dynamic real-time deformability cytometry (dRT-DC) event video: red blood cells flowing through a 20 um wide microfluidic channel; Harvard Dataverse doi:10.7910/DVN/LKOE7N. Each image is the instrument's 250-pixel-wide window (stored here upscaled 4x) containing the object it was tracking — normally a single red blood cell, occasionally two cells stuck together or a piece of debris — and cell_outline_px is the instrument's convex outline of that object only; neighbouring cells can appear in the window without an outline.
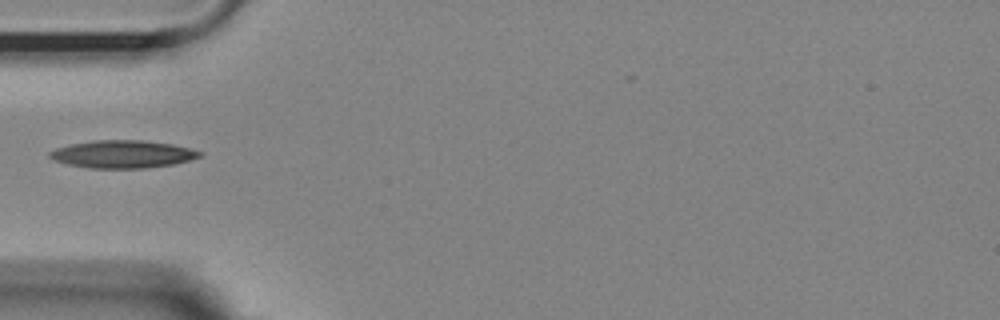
{"species": "Egyptian fruit bat (a non-hibernating species)", "species_latin": "Rousettus aegyptiacus", "temperature_condition": "room temperature", "stored_images_in_passage": 13, "camera_frame_rate_fps": 3000, "um_per_image_px": 0.085, "animal": {"sex": "female"}, "frame": {"image": 1, "passage_image": 1, "time_ms": 0.0, "image_size_px": [1000, 320], "cell_outline_px": [[204, 152], [200, 156], [188, 160], [172, 164], [144, 168], [92, 168], [68, 164], [56, 160], [48, 156], [48, 152], [56, 148], [68, 144], [92, 140], [144, 140], [172, 144]], "centroid_in_image_um": [10.39, 13.09], "position_along_channel_um": 74.6, "area_um2": 24.04}}
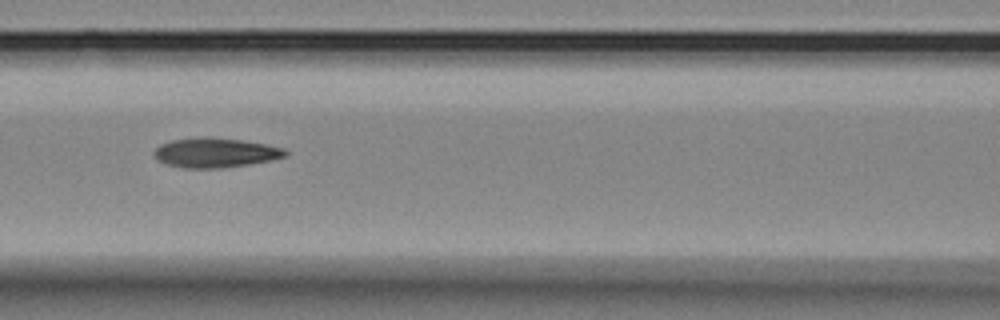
{"frame": {"image": 2, "passage_image": 7, "time_ms": 2.0, "image_size_px": [1000, 320], "cell_outline_px": [[288, 156], [272, 160], [248, 164], [220, 168], [184, 168], [168, 164], [160, 160], [152, 152], [160, 144], [172, 140], [200, 136], [208, 136], [244, 140], [268, 144], [284, 148], [288, 152]], "centroid_in_image_um": [18.35, 12.96], "position_along_channel_um": 148.2, "area_um2": 22.83}}
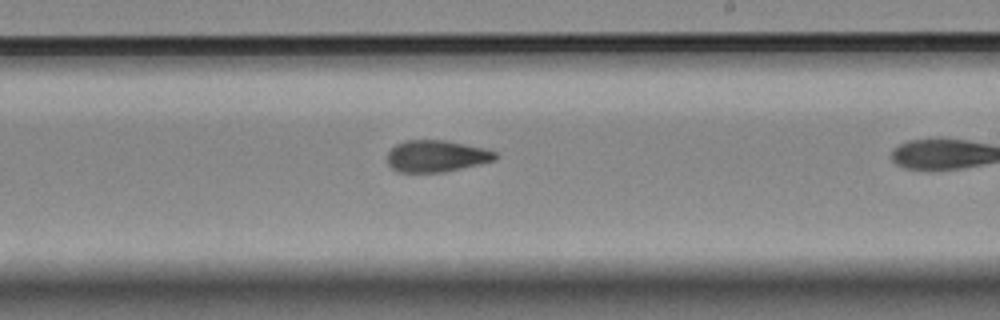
{"frame": {"image": 3, "passage_image": 12, "time_ms": 3.667, "image_size_px": [1000, 320], "cell_outline_px": [[500, 156], [496, 160], [444, 172], [400, 172], [392, 168], [388, 164], [388, 152], [396, 144], [404, 140], [444, 140], [484, 148], [496, 152]], "centroid_in_image_um": [37.11, 13.26], "position_along_channel_um": 251.9, "area_um2": 19.94}}